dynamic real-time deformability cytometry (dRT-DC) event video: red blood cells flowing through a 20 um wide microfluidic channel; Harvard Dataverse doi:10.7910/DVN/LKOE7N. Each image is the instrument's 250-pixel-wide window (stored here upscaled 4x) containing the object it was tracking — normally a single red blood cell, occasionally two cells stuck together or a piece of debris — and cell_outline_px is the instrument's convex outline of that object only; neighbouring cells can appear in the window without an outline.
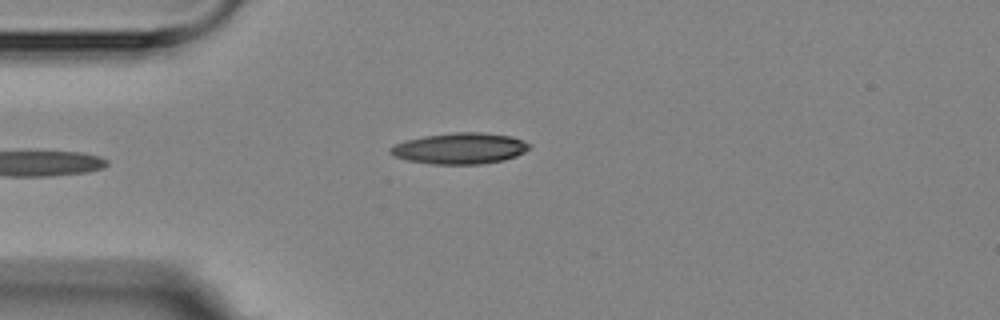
{"species": "Egyptian fruit bat (a non-hibernating species)", "species_latin": "Rousettus aegyptiacus", "temperature_condition": "room temperature", "stored_images_in_passage": 4, "camera_frame_rate_fps": 3000, "um_per_image_px": 0.085, "animal": {"sex": "female"}, "frame": {"image": 1, "passage_image": 4, "time_ms": 4.333, "image_size_px": [1000, 320], "cell_outline_px": [[532, 144], [524, 152], [516, 156], [504, 160], [480, 164], [432, 164], [408, 160], [396, 156], [388, 152], [388, 148], [396, 144], [408, 140], [424, 136], [456, 132], [480, 132], [512, 136], [524, 140]], "centroid_in_image_um": [39.13, 12.61], "position_along_channel_um": 45.9, "area_um2": 25.09}}